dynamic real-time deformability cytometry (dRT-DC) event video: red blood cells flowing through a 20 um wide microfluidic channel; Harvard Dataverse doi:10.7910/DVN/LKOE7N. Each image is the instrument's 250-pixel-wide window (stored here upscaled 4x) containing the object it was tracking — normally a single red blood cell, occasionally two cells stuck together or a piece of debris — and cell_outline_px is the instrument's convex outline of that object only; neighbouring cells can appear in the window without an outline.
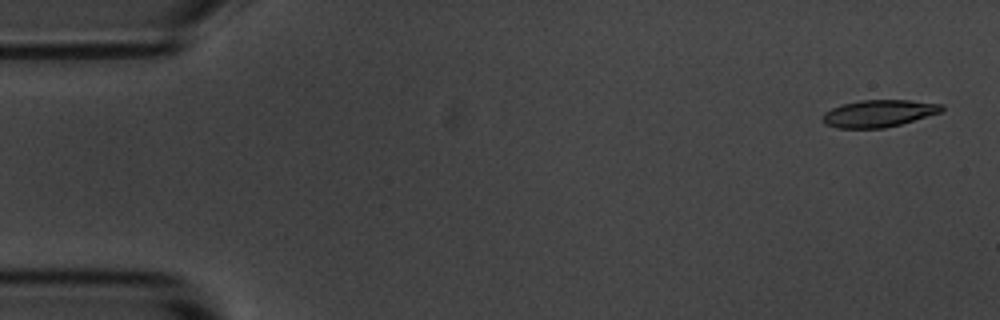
{"species": "common noctule bat (a hibernating species)", "species_latin": "Nyctalus noctula", "temperature_condition": "room temperature", "stored_images_in_passage": 4, "camera_frame_rate_fps": 3000, "um_per_image_px": 0.085, "animal": {"sex": "male", "body_mass_g": 20.1, "forearm_length_mm": 53.5}, "frame": {"image": 1, "passage_image": 1, "time_ms": 0.0, "image_size_px": [1000, 320], "cell_outline_px": [[944, 108], [940, 112], [900, 124], [884, 128], [836, 128], [824, 124], [820, 120], [824, 112], [840, 104], [860, 100], [908, 100], [944, 104]], "centroid_in_image_um": [74.63, 9.64], "position_along_channel_um": 10.4, "area_um2": 18.9}}